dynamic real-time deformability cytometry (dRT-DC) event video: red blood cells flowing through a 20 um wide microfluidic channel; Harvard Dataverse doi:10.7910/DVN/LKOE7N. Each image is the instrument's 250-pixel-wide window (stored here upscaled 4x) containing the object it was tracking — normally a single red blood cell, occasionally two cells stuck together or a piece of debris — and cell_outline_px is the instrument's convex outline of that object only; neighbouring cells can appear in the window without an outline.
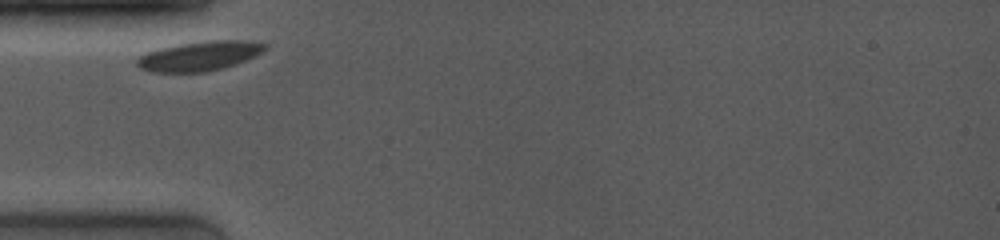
{"species": "common noctule bat (a hibernating species)", "species_latin": "Nyctalus noctula", "temperature_condition": "room temperature", "stored_images_in_passage": 20, "camera_frame_rate_fps": 4000, "um_per_image_px": 0.085, "animal": {"sex": "female", "body_mass_g": 19.0, "forearm_length_mm": 53.3}, "frame": {"image": 1, "passage_image": 1, "time_ms": 0.0, "image_size_px": [1000, 240], "cell_outline_px": [[268, 48], [264, 52], [236, 64], [204, 72], [148, 72], [140, 68], [136, 64], [136, 60], [140, 56], [148, 52], [160, 48], [176, 44], [208, 40], [240, 40], [268, 44]], "centroid_in_image_um": [16.96, 4.75], "position_along_channel_um": 68.0, "area_um2": 22.08}}
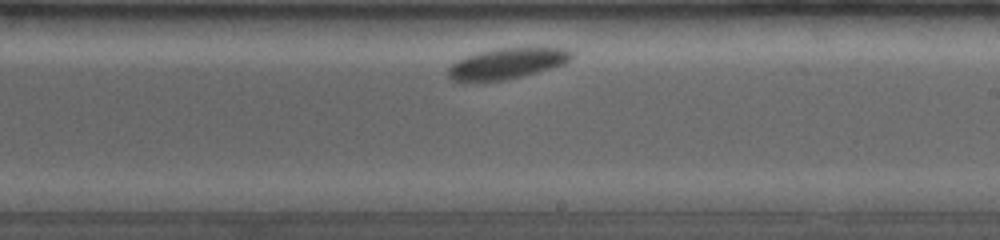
{"frame": {"image": 2, "passage_image": 12, "time_ms": 5.0, "image_size_px": [1000, 240], "cell_outline_px": [[576, 52], [564, 64], [552, 68], [508, 80], [484, 84], [464, 84], [452, 80], [444, 72], [456, 60], [464, 56], [496, 48], [568, 48]], "centroid_in_image_um": [42.99, 5.46], "position_along_channel_um": 246.0, "area_um2": 23.18}}
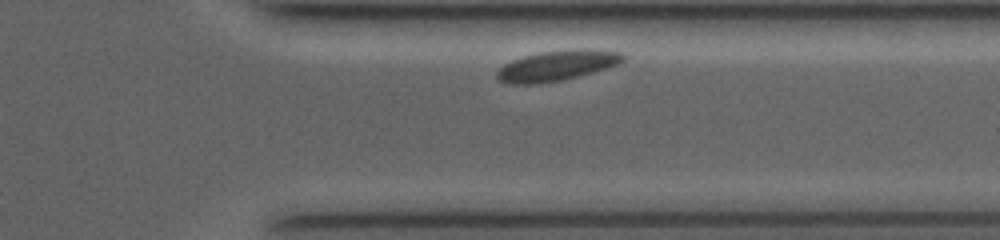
{"frame": {"image": 3, "passage_image": 19, "time_ms": 8.25, "image_size_px": [1000, 240], "cell_outline_px": [[628, 56], [620, 64], [580, 76], [564, 80], [536, 84], [508, 84], [500, 80], [496, 76], [496, 72], [504, 64], [512, 60], [524, 56], [540, 52], [584, 48], [620, 52]], "centroid_in_image_um": [47.38, 5.58], "position_along_channel_um": 364.0, "area_um2": 22.48}}